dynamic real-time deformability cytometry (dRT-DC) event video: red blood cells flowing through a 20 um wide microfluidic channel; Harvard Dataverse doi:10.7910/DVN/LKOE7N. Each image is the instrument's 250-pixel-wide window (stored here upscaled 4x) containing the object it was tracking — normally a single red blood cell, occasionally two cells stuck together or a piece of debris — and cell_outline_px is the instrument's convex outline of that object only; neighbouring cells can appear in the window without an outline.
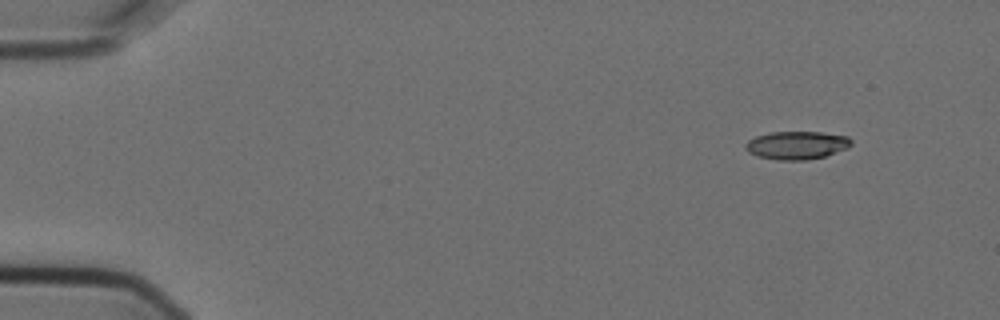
{"species": "Egyptian fruit bat (a non-hibernating species)", "species_latin": "Rousettus aegyptiacus", "temperature_condition": "cold", "stored_images_in_passage": 8, "camera_frame_rate_fps": 3000, "um_per_image_px": 0.085, "animal": {"sex": "female"}, "frame": {"image": 1, "passage_image": 1, "time_ms": 0.0, "image_size_px": [1000, 320], "cell_outline_px": [[852, 144], [848, 148], [824, 156], [808, 160], [776, 160], [756, 156], [748, 152], [744, 148], [744, 144], [748, 140], [756, 136], [772, 132], [820, 132], [848, 136], [852, 140]], "centroid_in_image_um": [67.7, 12.35], "position_along_channel_um": 17.3, "area_um2": 17.46}}
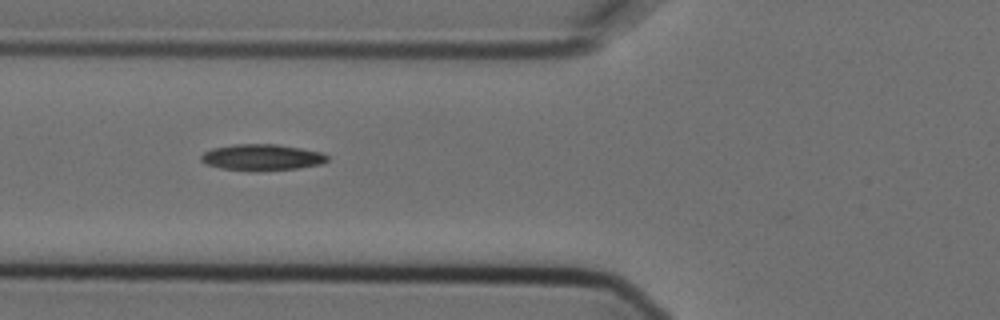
{"frame": {"image": 2, "passage_image": 5, "time_ms": 1.333, "image_size_px": [1000, 320], "cell_outline_px": [[328, 160], [320, 164], [300, 168], [256, 172], [220, 168], [204, 164], [200, 160], [200, 156], [204, 152], [212, 148], [236, 144], [276, 144], [324, 152], [328, 156]], "centroid_in_image_um": [22.25, 13.39], "position_along_channel_um": 103.6, "area_um2": 19.65}}
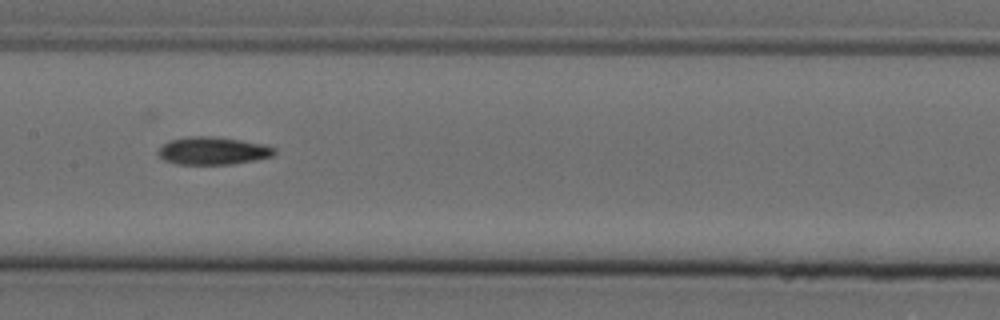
{"frame": {"image": 3, "passage_image": 7, "time_ms": 2.0, "image_size_px": [1000, 320], "cell_outline_px": [[276, 152], [272, 156], [256, 160], [232, 164], [176, 164], [164, 160], [156, 156], [156, 152], [168, 140], [192, 136], [208, 136], [240, 140], [268, 144], [276, 148]], "centroid_in_image_um": [18.1, 12.82], "position_along_channel_um": 189.3, "area_um2": 18.96}}